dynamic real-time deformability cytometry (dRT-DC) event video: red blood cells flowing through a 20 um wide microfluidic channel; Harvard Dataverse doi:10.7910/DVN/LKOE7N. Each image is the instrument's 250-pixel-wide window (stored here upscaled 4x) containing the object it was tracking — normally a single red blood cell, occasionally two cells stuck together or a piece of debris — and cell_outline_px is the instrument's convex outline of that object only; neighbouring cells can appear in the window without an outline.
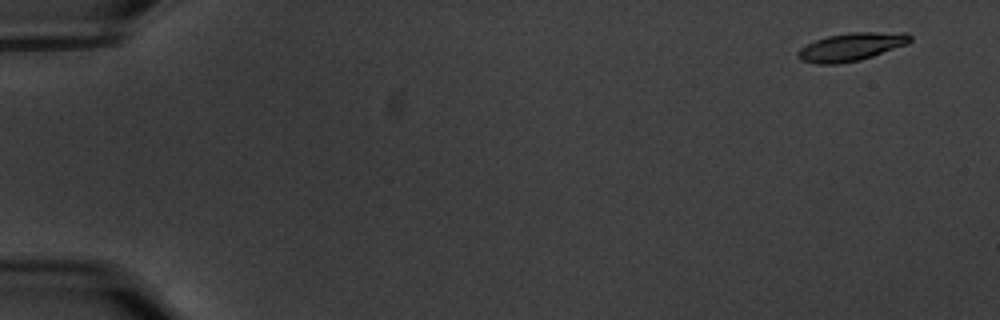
{"species": "common noctule bat (a hibernating species)", "species_latin": "Nyctalus noctula", "temperature_condition": "warm", "stored_images_in_passage": 56, "camera_frame_rate_fps": 3000, "um_per_image_px": 0.085, "animal": {"sex": "male", "body_mass_g": 20.1, "forearm_length_mm": 53.5}, "frame": {"image": 1, "passage_image": 1, "time_ms": 0.0, "image_size_px": [1000, 320], "cell_outline_px": [[912, 40], [908, 44], [860, 60], [836, 64], [816, 64], [800, 60], [796, 56], [796, 52], [800, 48], [816, 40], [828, 36], [848, 32], [908, 32], [912, 36]], "centroid_in_image_um": [72.37, 3.98], "position_along_channel_um": 12.6, "area_um2": 18.5}}
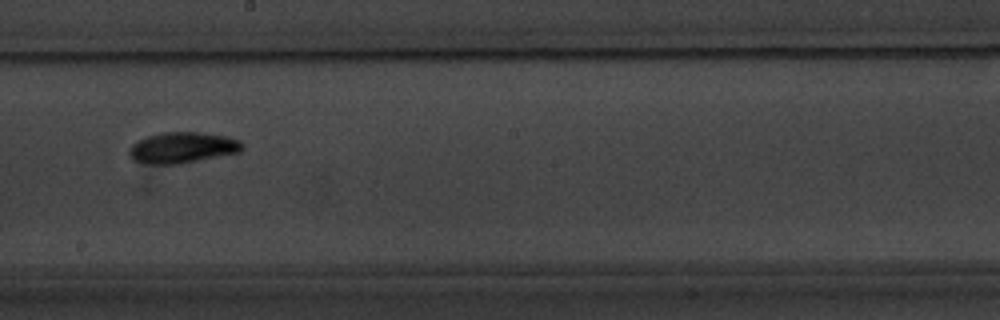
{"frame": {"image": 2, "passage_image": 32, "time_ms": 10.333, "image_size_px": [1000, 320], "cell_outline_px": [[244, 148], [240, 152], [180, 164], [148, 164], [132, 160], [128, 152], [128, 148], [132, 144], [148, 136], [164, 132], [196, 132], [224, 136], [240, 140], [244, 144]], "centroid_in_image_um": [15.51, 12.56], "position_along_channel_um": 232.7, "area_um2": 20.4}}
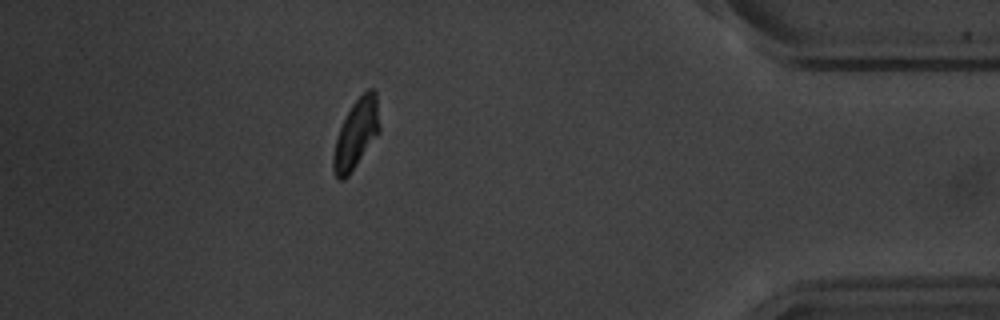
{"frame": {"image": 3, "passage_image": 50, "time_ms": 16.333, "image_size_px": [1000, 320], "cell_outline_px": [[380, 132], [348, 176], [344, 180], [340, 180], [336, 176], [332, 168], [332, 156], [336, 140], [340, 128], [352, 104], [368, 88], [372, 88], [376, 92], [380, 124]], "centroid_in_image_um": [30.28, 11.38], "position_along_channel_um": 404.9, "area_um2": 18.5}, "authors_computed_cell_mechanics": {"area_um2": 18.6405, "velocity_mm_per_s": 3.511, "shape_relaxation_time_tau1_ms": 2.5005, "shape_relaxation_time_tau2_ms": 3.5385, "deformation_change_tau1": 0.1436, "deformation_change_tau2": 0.0692}}